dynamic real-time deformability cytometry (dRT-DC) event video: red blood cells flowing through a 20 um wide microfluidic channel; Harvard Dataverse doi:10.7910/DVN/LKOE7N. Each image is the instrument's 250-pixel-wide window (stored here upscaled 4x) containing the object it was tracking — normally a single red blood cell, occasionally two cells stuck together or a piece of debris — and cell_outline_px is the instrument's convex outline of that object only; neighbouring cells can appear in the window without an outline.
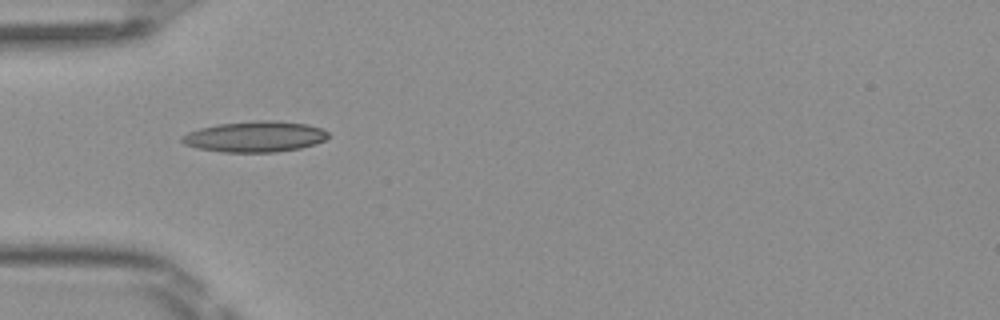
{"species": "Egyptian fruit bat (a non-hibernating species)", "species_latin": "Rousettus aegyptiacus", "temperature_condition": "room temperature", "stored_images_in_passage": 25, "camera_frame_rate_fps": 3000, "um_per_image_px": 0.085, "frame": {"image": 1, "passage_image": 1, "time_ms": 0.0, "image_size_px": [1000, 320], "cell_outline_px": [[328, 136], [324, 140], [316, 144], [300, 148], [276, 152], [224, 152], [196, 148], [184, 144], [180, 140], [180, 136], [188, 132], [200, 128], [220, 124], [256, 120], [272, 120], [308, 124], [320, 128], [328, 132]], "centroid_in_image_um": [21.66, 11.61], "position_along_channel_um": 63.3, "area_um2": 26.3}}
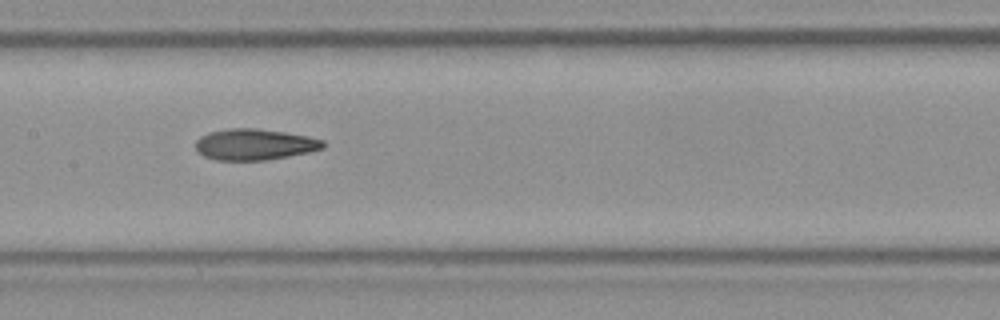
{"frame": {"image": 2, "passage_image": 10, "time_ms": 3.0, "image_size_px": [1000, 320], "cell_outline_px": [[324, 148], [312, 152], [268, 160], [216, 160], [204, 156], [196, 152], [196, 140], [200, 136], [208, 132], [228, 128], [256, 128], [284, 132], [308, 136], [324, 140]], "centroid_in_image_um": [21.64, 12.28], "position_along_channel_um": 185.8, "area_um2": 23.41}}
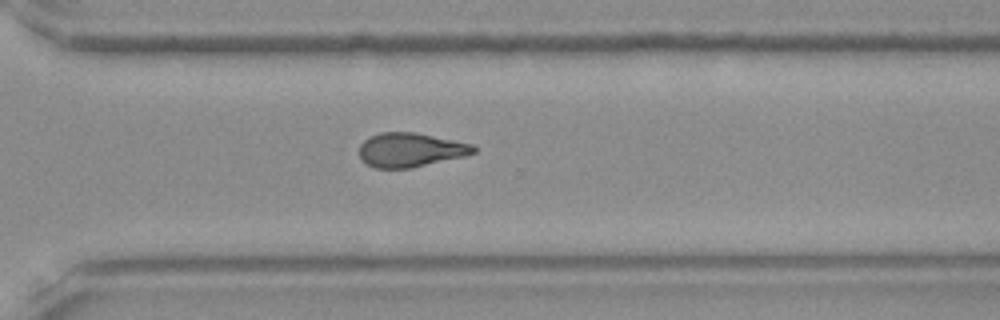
{"frame": {"image": 3, "passage_image": 21, "time_ms": 6.667, "image_size_px": [1000, 320], "cell_outline_px": [[476, 152], [464, 156], [412, 168], [372, 168], [360, 160], [360, 144], [364, 140], [380, 132], [412, 132], [472, 144], [476, 148]], "centroid_in_image_um": [34.85, 12.76], "position_along_channel_um": 335.8, "area_um2": 22.6}}